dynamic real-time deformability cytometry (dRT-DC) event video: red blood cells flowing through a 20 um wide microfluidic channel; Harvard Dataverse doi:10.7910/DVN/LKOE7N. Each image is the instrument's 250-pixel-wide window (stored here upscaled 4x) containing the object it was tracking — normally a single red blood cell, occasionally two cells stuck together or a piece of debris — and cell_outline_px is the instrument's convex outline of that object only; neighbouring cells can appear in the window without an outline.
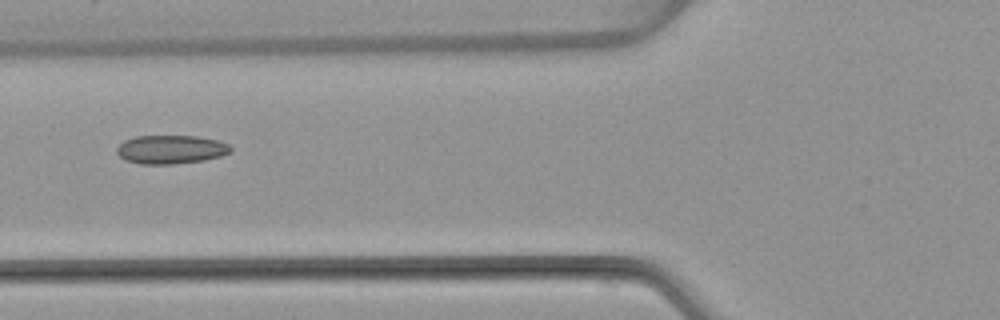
{"species": "common noctule bat (a hibernating species)", "species_latin": "Nyctalus noctula", "temperature_condition": "warm", "stored_images_in_passage": 5, "camera_frame_rate_fps": 3000, "um_per_image_px": 0.085, "animal": {"sex": "female", "body_mass_g": 22.7, "forearm_length_mm": 54.2}, "frame": {"image": 1, "passage_image": 5, "time_ms": 6.0, "image_size_px": [1000, 320], "cell_outline_px": [[232, 152], [220, 156], [204, 160], [172, 164], [140, 164], [124, 160], [116, 152], [116, 148], [124, 140], [136, 136], [196, 136], [216, 140], [228, 144], [232, 148]], "centroid_in_image_um": [14.5, 12.71], "position_along_channel_um": 111.3, "area_um2": 19.02}}